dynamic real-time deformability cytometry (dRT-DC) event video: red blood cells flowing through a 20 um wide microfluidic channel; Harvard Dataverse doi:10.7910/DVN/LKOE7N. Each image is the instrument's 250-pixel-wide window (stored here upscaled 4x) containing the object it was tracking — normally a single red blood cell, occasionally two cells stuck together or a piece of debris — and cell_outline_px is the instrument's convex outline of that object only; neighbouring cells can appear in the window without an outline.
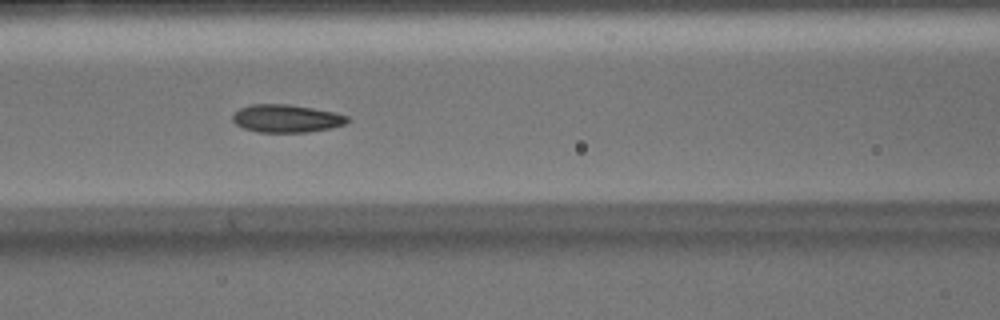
{"species": "Egyptian fruit bat (a non-hibernating species)", "species_latin": "Rousettus aegyptiacus", "temperature_condition": "warm", "stored_images_in_passage": 19, "camera_frame_rate_fps": 3000, "um_per_image_px": 0.085, "animal": {"sex": "male"}, "frame": {"image": 1, "passage_image": 9, "time_ms": 2.667, "image_size_px": [1000, 320], "cell_outline_px": [[348, 120], [344, 124], [328, 128], [308, 132], [260, 132], [244, 128], [236, 124], [232, 120], [232, 116], [240, 108], [252, 104], [288, 104], [336, 112], [348, 116]], "centroid_in_image_um": [24.33, 10.06], "position_along_channel_um": 142.3, "area_um2": 18.44}}